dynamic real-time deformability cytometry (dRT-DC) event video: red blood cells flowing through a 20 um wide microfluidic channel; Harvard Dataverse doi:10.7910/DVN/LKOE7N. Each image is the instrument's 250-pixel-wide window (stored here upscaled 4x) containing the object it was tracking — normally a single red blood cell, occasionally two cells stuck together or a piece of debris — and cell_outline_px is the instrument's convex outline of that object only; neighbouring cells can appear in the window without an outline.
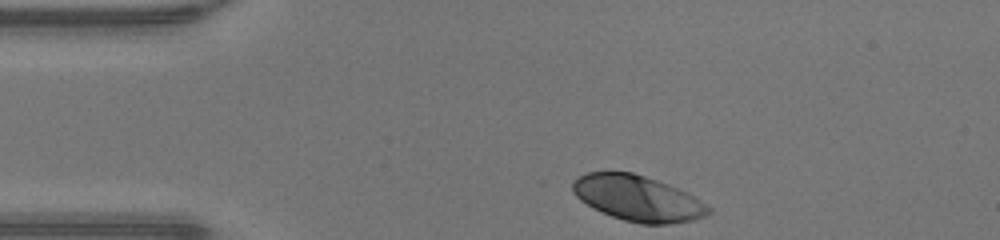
{"species": "human", "species_latin": "Homo sapiens", "temperature_condition": "warm", "stored_images_in_passage": 30, "camera_frame_rate_fps": 3000, "um_per_image_px": 0.085, "donor": {"sex": "male"}, "frame": {"image": 1, "passage_image": 1, "time_ms": 0.0, "image_size_px": [1000, 240], "cell_outline_px": [[712, 212], [704, 216], [692, 220], [668, 224], [640, 224], [624, 220], [600, 212], [580, 200], [572, 192], [572, 184], [576, 176], [588, 172], [632, 172], [668, 184], [692, 196], [712, 208]], "centroid_in_image_um": [54.17, 16.86], "position_along_channel_um": 30.8, "area_um2": 35.89}}
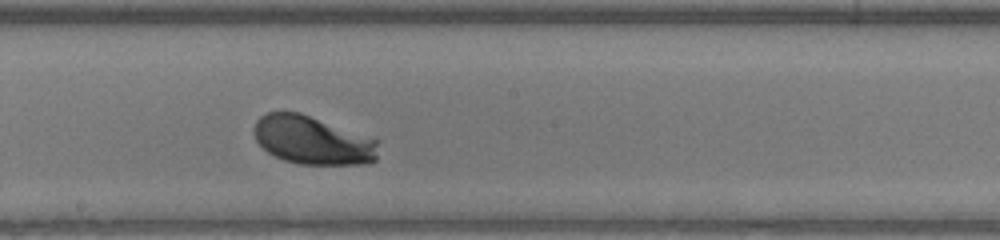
{"frame": {"image": 2, "passage_image": 18, "time_ms": 5.667, "image_size_px": [1000, 240], "cell_outline_px": [[376, 160], [368, 164], [296, 164], [284, 160], [268, 152], [256, 140], [252, 132], [252, 128], [256, 120], [260, 116], [268, 112], [300, 112], [376, 140]], "centroid_in_image_um": [26.49, 11.92], "position_along_channel_um": 221.7, "area_um2": 34.68}}
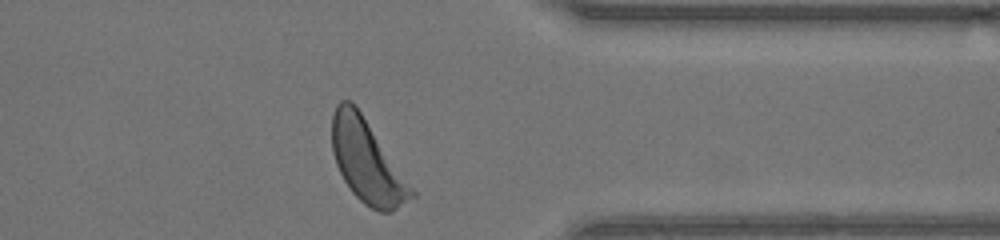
{"frame": {"image": 3, "passage_image": 30, "time_ms": 9.667, "image_size_px": [1000, 240], "cell_outline_px": [[416, 196], [396, 208], [388, 212], [380, 212], [364, 204], [352, 192], [344, 180], [336, 164], [332, 152], [332, 116], [336, 104], [340, 100], [352, 100], [356, 104], [416, 192]], "centroid_in_image_um": [31.18, 13.69], "position_along_channel_um": 380.2, "area_um2": 38.15}, "authors_computed_cell_mechanics": {"area_um2": 35.8938, "velocity_mm_per_s": 4.2392, "shape_relaxation_time_tau1_ms": 1.3085, "shape_relaxation_time_tau2_ms": null, "deformation_change_tau1": 0.1268, "deformation_change_tau2": null}}